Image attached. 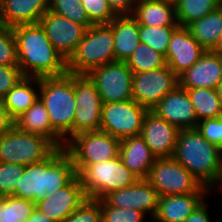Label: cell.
Wrapping results in <instances>:
<instances>
[{"label": "cell", "instance_id": "6da1fadb", "mask_svg": "<svg viewBox=\"0 0 222 222\" xmlns=\"http://www.w3.org/2000/svg\"><path fill=\"white\" fill-rule=\"evenodd\" d=\"M18 67L24 77H51L66 74L67 61L55 49L39 23L13 27Z\"/></svg>", "mask_w": 222, "mask_h": 222}, {"label": "cell", "instance_id": "7a4b0ae2", "mask_svg": "<svg viewBox=\"0 0 222 222\" xmlns=\"http://www.w3.org/2000/svg\"><path fill=\"white\" fill-rule=\"evenodd\" d=\"M76 175L72 158L64 148H57L47 159L25 166L15 187V197L36 204L66 186Z\"/></svg>", "mask_w": 222, "mask_h": 222}, {"label": "cell", "instance_id": "3957f363", "mask_svg": "<svg viewBox=\"0 0 222 222\" xmlns=\"http://www.w3.org/2000/svg\"><path fill=\"white\" fill-rule=\"evenodd\" d=\"M173 157L209 189L222 170V149L209 143L198 129L180 130Z\"/></svg>", "mask_w": 222, "mask_h": 222}, {"label": "cell", "instance_id": "277c9868", "mask_svg": "<svg viewBox=\"0 0 222 222\" xmlns=\"http://www.w3.org/2000/svg\"><path fill=\"white\" fill-rule=\"evenodd\" d=\"M39 98L47 109L52 128L67 142L73 137L76 110L74 74L39 78Z\"/></svg>", "mask_w": 222, "mask_h": 222}, {"label": "cell", "instance_id": "5b68a950", "mask_svg": "<svg viewBox=\"0 0 222 222\" xmlns=\"http://www.w3.org/2000/svg\"><path fill=\"white\" fill-rule=\"evenodd\" d=\"M114 40L109 24L88 27L75 52L67 60V71L87 74L90 70L114 62Z\"/></svg>", "mask_w": 222, "mask_h": 222}, {"label": "cell", "instance_id": "8992f818", "mask_svg": "<svg viewBox=\"0 0 222 222\" xmlns=\"http://www.w3.org/2000/svg\"><path fill=\"white\" fill-rule=\"evenodd\" d=\"M87 198L102 199L111 191L134 184L139 178L123 164L120 156L87 165L79 174Z\"/></svg>", "mask_w": 222, "mask_h": 222}, {"label": "cell", "instance_id": "52a82bcc", "mask_svg": "<svg viewBox=\"0 0 222 222\" xmlns=\"http://www.w3.org/2000/svg\"><path fill=\"white\" fill-rule=\"evenodd\" d=\"M57 147L42 135L13 125L0 136V162L30 165L47 159Z\"/></svg>", "mask_w": 222, "mask_h": 222}, {"label": "cell", "instance_id": "ba28073f", "mask_svg": "<svg viewBox=\"0 0 222 222\" xmlns=\"http://www.w3.org/2000/svg\"><path fill=\"white\" fill-rule=\"evenodd\" d=\"M120 139L99 131L81 132L71 137L64 147L72 158L76 173L87 165L119 156Z\"/></svg>", "mask_w": 222, "mask_h": 222}, {"label": "cell", "instance_id": "9c48e42d", "mask_svg": "<svg viewBox=\"0 0 222 222\" xmlns=\"http://www.w3.org/2000/svg\"><path fill=\"white\" fill-rule=\"evenodd\" d=\"M156 189L159 197L190 193H210L185 167L174 157L157 158L147 177Z\"/></svg>", "mask_w": 222, "mask_h": 222}, {"label": "cell", "instance_id": "30bf717a", "mask_svg": "<svg viewBox=\"0 0 222 222\" xmlns=\"http://www.w3.org/2000/svg\"><path fill=\"white\" fill-rule=\"evenodd\" d=\"M95 84L103 104L132 100L133 72L127 62L114 61L86 74Z\"/></svg>", "mask_w": 222, "mask_h": 222}, {"label": "cell", "instance_id": "8fae6325", "mask_svg": "<svg viewBox=\"0 0 222 222\" xmlns=\"http://www.w3.org/2000/svg\"><path fill=\"white\" fill-rule=\"evenodd\" d=\"M147 112V108L133 99L103 104L100 130L120 140L138 136Z\"/></svg>", "mask_w": 222, "mask_h": 222}, {"label": "cell", "instance_id": "7c38bea8", "mask_svg": "<svg viewBox=\"0 0 222 222\" xmlns=\"http://www.w3.org/2000/svg\"><path fill=\"white\" fill-rule=\"evenodd\" d=\"M76 110L73 136L88 131H99L103 102L95 84L86 74H74Z\"/></svg>", "mask_w": 222, "mask_h": 222}, {"label": "cell", "instance_id": "4fadbf2b", "mask_svg": "<svg viewBox=\"0 0 222 222\" xmlns=\"http://www.w3.org/2000/svg\"><path fill=\"white\" fill-rule=\"evenodd\" d=\"M132 84L133 100L151 110L178 86V76L166 64L155 70L133 73Z\"/></svg>", "mask_w": 222, "mask_h": 222}, {"label": "cell", "instance_id": "5bb4252c", "mask_svg": "<svg viewBox=\"0 0 222 222\" xmlns=\"http://www.w3.org/2000/svg\"><path fill=\"white\" fill-rule=\"evenodd\" d=\"M49 41L67 61L75 52L86 31L84 25L48 10L38 22Z\"/></svg>", "mask_w": 222, "mask_h": 222}, {"label": "cell", "instance_id": "9a60e30c", "mask_svg": "<svg viewBox=\"0 0 222 222\" xmlns=\"http://www.w3.org/2000/svg\"><path fill=\"white\" fill-rule=\"evenodd\" d=\"M102 200L112 207L140 210L152 220L157 212L159 194L147 179H138L129 187L109 192Z\"/></svg>", "mask_w": 222, "mask_h": 222}, {"label": "cell", "instance_id": "2e32d148", "mask_svg": "<svg viewBox=\"0 0 222 222\" xmlns=\"http://www.w3.org/2000/svg\"><path fill=\"white\" fill-rule=\"evenodd\" d=\"M151 111L179 130L196 129L199 123L187 89L179 85L167 93Z\"/></svg>", "mask_w": 222, "mask_h": 222}, {"label": "cell", "instance_id": "e0dca14e", "mask_svg": "<svg viewBox=\"0 0 222 222\" xmlns=\"http://www.w3.org/2000/svg\"><path fill=\"white\" fill-rule=\"evenodd\" d=\"M86 199L84 187L77 174L66 186L36 203V209L50 220L63 222Z\"/></svg>", "mask_w": 222, "mask_h": 222}, {"label": "cell", "instance_id": "ac0fdd59", "mask_svg": "<svg viewBox=\"0 0 222 222\" xmlns=\"http://www.w3.org/2000/svg\"><path fill=\"white\" fill-rule=\"evenodd\" d=\"M179 131L176 126L148 110L140 136L156 158L173 157Z\"/></svg>", "mask_w": 222, "mask_h": 222}, {"label": "cell", "instance_id": "d6986e66", "mask_svg": "<svg viewBox=\"0 0 222 222\" xmlns=\"http://www.w3.org/2000/svg\"><path fill=\"white\" fill-rule=\"evenodd\" d=\"M206 51L186 27L178 26L170 37L165 61L179 76L192 67Z\"/></svg>", "mask_w": 222, "mask_h": 222}, {"label": "cell", "instance_id": "ffe728a7", "mask_svg": "<svg viewBox=\"0 0 222 222\" xmlns=\"http://www.w3.org/2000/svg\"><path fill=\"white\" fill-rule=\"evenodd\" d=\"M222 82V56L207 50L189 69L178 76V85L184 89H216Z\"/></svg>", "mask_w": 222, "mask_h": 222}, {"label": "cell", "instance_id": "44dd1931", "mask_svg": "<svg viewBox=\"0 0 222 222\" xmlns=\"http://www.w3.org/2000/svg\"><path fill=\"white\" fill-rule=\"evenodd\" d=\"M210 193H190L159 197L154 222H183Z\"/></svg>", "mask_w": 222, "mask_h": 222}, {"label": "cell", "instance_id": "7402d4cb", "mask_svg": "<svg viewBox=\"0 0 222 222\" xmlns=\"http://www.w3.org/2000/svg\"><path fill=\"white\" fill-rule=\"evenodd\" d=\"M0 24L15 27L38 23L48 11V0H2Z\"/></svg>", "mask_w": 222, "mask_h": 222}, {"label": "cell", "instance_id": "603a6c76", "mask_svg": "<svg viewBox=\"0 0 222 222\" xmlns=\"http://www.w3.org/2000/svg\"><path fill=\"white\" fill-rule=\"evenodd\" d=\"M119 156L123 164L139 179H147L157 159L140 135L122 139Z\"/></svg>", "mask_w": 222, "mask_h": 222}, {"label": "cell", "instance_id": "cb8c5ba5", "mask_svg": "<svg viewBox=\"0 0 222 222\" xmlns=\"http://www.w3.org/2000/svg\"><path fill=\"white\" fill-rule=\"evenodd\" d=\"M14 125L24 132L44 136L57 148L66 145L64 139L52 128L47 109L40 98L14 121Z\"/></svg>", "mask_w": 222, "mask_h": 222}, {"label": "cell", "instance_id": "d4e9b609", "mask_svg": "<svg viewBox=\"0 0 222 222\" xmlns=\"http://www.w3.org/2000/svg\"><path fill=\"white\" fill-rule=\"evenodd\" d=\"M112 27L115 61L126 62L140 44L139 24L132 15L116 16Z\"/></svg>", "mask_w": 222, "mask_h": 222}, {"label": "cell", "instance_id": "484cf974", "mask_svg": "<svg viewBox=\"0 0 222 222\" xmlns=\"http://www.w3.org/2000/svg\"><path fill=\"white\" fill-rule=\"evenodd\" d=\"M132 16L139 25L145 26H179L176 7L163 0H138Z\"/></svg>", "mask_w": 222, "mask_h": 222}, {"label": "cell", "instance_id": "4316f807", "mask_svg": "<svg viewBox=\"0 0 222 222\" xmlns=\"http://www.w3.org/2000/svg\"><path fill=\"white\" fill-rule=\"evenodd\" d=\"M39 98V78L23 77L3 98L10 117L15 121Z\"/></svg>", "mask_w": 222, "mask_h": 222}, {"label": "cell", "instance_id": "83f0119b", "mask_svg": "<svg viewBox=\"0 0 222 222\" xmlns=\"http://www.w3.org/2000/svg\"><path fill=\"white\" fill-rule=\"evenodd\" d=\"M193 38L205 49L212 50L222 34V5L186 26Z\"/></svg>", "mask_w": 222, "mask_h": 222}, {"label": "cell", "instance_id": "f1b7e54d", "mask_svg": "<svg viewBox=\"0 0 222 222\" xmlns=\"http://www.w3.org/2000/svg\"><path fill=\"white\" fill-rule=\"evenodd\" d=\"M187 92L198 121L222 117V104L216 89L193 88Z\"/></svg>", "mask_w": 222, "mask_h": 222}, {"label": "cell", "instance_id": "f546056e", "mask_svg": "<svg viewBox=\"0 0 222 222\" xmlns=\"http://www.w3.org/2000/svg\"><path fill=\"white\" fill-rule=\"evenodd\" d=\"M222 5L221 0H180L176 7L178 25L186 27Z\"/></svg>", "mask_w": 222, "mask_h": 222}, {"label": "cell", "instance_id": "4dcf8cb0", "mask_svg": "<svg viewBox=\"0 0 222 222\" xmlns=\"http://www.w3.org/2000/svg\"><path fill=\"white\" fill-rule=\"evenodd\" d=\"M133 73L151 71L166 65L165 57L150 46L140 43L126 61Z\"/></svg>", "mask_w": 222, "mask_h": 222}, {"label": "cell", "instance_id": "1f68e13d", "mask_svg": "<svg viewBox=\"0 0 222 222\" xmlns=\"http://www.w3.org/2000/svg\"><path fill=\"white\" fill-rule=\"evenodd\" d=\"M35 209L31 200L6 196L0 207V222H26Z\"/></svg>", "mask_w": 222, "mask_h": 222}, {"label": "cell", "instance_id": "d6a6232c", "mask_svg": "<svg viewBox=\"0 0 222 222\" xmlns=\"http://www.w3.org/2000/svg\"><path fill=\"white\" fill-rule=\"evenodd\" d=\"M178 26H145L139 25L140 43L146 44L164 57L167 54L170 37Z\"/></svg>", "mask_w": 222, "mask_h": 222}, {"label": "cell", "instance_id": "836d02e7", "mask_svg": "<svg viewBox=\"0 0 222 222\" xmlns=\"http://www.w3.org/2000/svg\"><path fill=\"white\" fill-rule=\"evenodd\" d=\"M48 10L86 28L92 26L81 0H48Z\"/></svg>", "mask_w": 222, "mask_h": 222}, {"label": "cell", "instance_id": "e575fe53", "mask_svg": "<svg viewBox=\"0 0 222 222\" xmlns=\"http://www.w3.org/2000/svg\"><path fill=\"white\" fill-rule=\"evenodd\" d=\"M102 222H150V218L140 210L117 208L100 199ZM147 219V220H146Z\"/></svg>", "mask_w": 222, "mask_h": 222}, {"label": "cell", "instance_id": "d590c367", "mask_svg": "<svg viewBox=\"0 0 222 222\" xmlns=\"http://www.w3.org/2000/svg\"><path fill=\"white\" fill-rule=\"evenodd\" d=\"M92 25L109 24L117 15L111 10L108 0H81Z\"/></svg>", "mask_w": 222, "mask_h": 222}, {"label": "cell", "instance_id": "8d00e7d4", "mask_svg": "<svg viewBox=\"0 0 222 222\" xmlns=\"http://www.w3.org/2000/svg\"><path fill=\"white\" fill-rule=\"evenodd\" d=\"M0 65L18 66L13 27L0 24Z\"/></svg>", "mask_w": 222, "mask_h": 222}, {"label": "cell", "instance_id": "74e56055", "mask_svg": "<svg viewBox=\"0 0 222 222\" xmlns=\"http://www.w3.org/2000/svg\"><path fill=\"white\" fill-rule=\"evenodd\" d=\"M24 168L25 165L0 162V193L5 196H15V187Z\"/></svg>", "mask_w": 222, "mask_h": 222}, {"label": "cell", "instance_id": "f35d334b", "mask_svg": "<svg viewBox=\"0 0 222 222\" xmlns=\"http://www.w3.org/2000/svg\"><path fill=\"white\" fill-rule=\"evenodd\" d=\"M63 222H102L100 200L87 198Z\"/></svg>", "mask_w": 222, "mask_h": 222}, {"label": "cell", "instance_id": "ab89813d", "mask_svg": "<svg viewBox=\"0 0 222 222\" xmlns=\"http://www.w3.org/2000/svg\"><path fill=\"white\" fill-rule=\"evenodd\" d=\"M197 129L209 143L222 149V117L199 121Z\"/></svg>", "mask_w": 222, "mask_h": 222}, {"label": "cell", "instance_id": "60d3db41", "mask_svg": "<svg viewBox=\"0 0 222 222\" xmlns=\"http://www.w3.org/2000/svg\"><path fill=\"white\" fill-rule=\"evenodd\" d=\"M23 77L18 66L0 65V99H3Z\"/></svg>", "mask_w": 222, "mask_h": 222}, {"label": "cell", "instance_id": "b9f144b4", "mask_svg": "<svg viewBox=\"0 0 222 222\" xmlns=\"http://www.w3.org/2000/svg\"><path fill=\"white\" fill-rule=\"evenodd\" d=\"M138 0H108L111 10L117 15H132Z\"/></svg>", "mask_w": 222, "mask_h": 222}, {"label": "cell", "instance_id": "7bdbcfd3", "mask_svg": "<svg viewBox=\"0 0 222 222\" xmlns=\"http://www.w3.org/2000/svg\"><path fill=\"white\" fill-rule=\"evenodd\" d=\"M209 198H206L183 222H211Z\"/></svg>", "mask_w": 222, "mask_h": 222}, {"label": "cell", "instance_id": "ee69618b", "mask_svg": "<svg viewBox=\"0 0 222 222\" xmlns=\"http://www.w3.org/2000/svg\"><path fill=\"white\" fill-rule=\"evenodd\" d=\"M14 125L3 99H0V136L7 132Z\"/></svg>", "mask_w": 222, "mask_h": 222}, {"label": "cell", "instance_id": "f6af8a7d", "mask_svg": "<svg viewBox=\"0 0 222 222\" xmlns=\"http://www.w3.org/2000/svg\"><path fill=\"white\" fill-rule=\"evenodd\" d=\"M26 222H55L46 217L38 209H35Z\"/></svg>", "mask_w": 222, "mask_h": 222}, {"label": "cell", "instance_id": "bcb514c9", "mask_svg": "<svg viewBox=\"0 0 222 222\" xmlns=\"http://www.w3.org/2000/svg\"><path fill=\"white\" fill-rule=\"evenodd\" d=\"M213 192L222 193V170L220 171L218 181L210 188V194H213Z\"/></svg>", "mask_w": 222, "mask_h": 222}, {"label": "cell", "instance_id": "7dc6e473", "mask_svg": "<svg viewBox=\"0 0 222 222\" xmlns=\"http://www.w3.org/2000/svg\"><path fill=\"white\" fill-rule=\"evenodd\" d=\"M211 51L222 56V34L220 35L217 44Z\"/></svg>", "mask_w": 222, "mask_h": 222}, {"label": "cell", "instance_id": "c3c4849f", "mask_svg": "<svg viewBox=\"0 0 222 222\" xmlns=\"http://www.w3.org/2000/svg\"><path fill=\"white\" fill-rule=\"evenodd\" d=\"M216 90H217L218 97H219L221 104H222V82L217 86Z\"/></svg>", "mask_w": 222, "mask_h": 222}, {"label": "cell", "instance_id": "681fc988", "mask_svg": "<svg viewBox=\"0 0 222 222\" xmlns=\"http://www.w3.org/2000/svg\"><path fill=\"white\" fill-rule=\"evenodd\" d=\"M163 1L173 6H176L180 2V0H163Z\"/></svg>", "mask_w": 222, "mask_h": 222}, {"label": "cell", "instance_id": "f907efd6", "mask_svg": "<svg viewBox=\"0 0 222 222\" xmlns=\"http://www.w3.org/2000/svg\"><path fill=\"white\" fill-rule=\"evenodd\" d=\"M6 196L3 193H0V207L2 205V203L4 202Z\"/></svg>", "mask_w": 222, "mask_h": 222}, {"label": "cell", "instance_id": "816d5d0a", "mask_svg": "<svg viewBox=\"0 0 222 222\" xmlns=\"http://www.w3.org/2000/svg\"><path fill=\"white\" fill-rule=\"evenodd\" d=\"M2 2V0H0V17H1V3Z\"/></svg>", "mask_w": 222, "mask_h": 222}]
</instances>
